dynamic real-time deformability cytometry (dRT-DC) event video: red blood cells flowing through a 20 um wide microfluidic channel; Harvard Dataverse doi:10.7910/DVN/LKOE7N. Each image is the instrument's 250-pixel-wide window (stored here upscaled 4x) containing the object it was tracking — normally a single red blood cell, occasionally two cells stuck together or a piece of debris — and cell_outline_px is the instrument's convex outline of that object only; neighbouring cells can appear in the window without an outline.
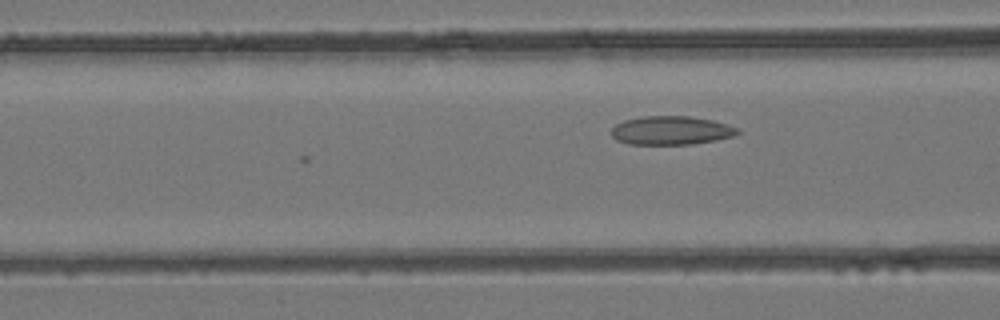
{"species": "common noctule bat (a hibernating species)", "species_latin": "Nyctalus noctula", "temperature_condition": "room temperature", "stored_images_in_passage": 4, "camera_frame_rate_fps": 3000, "um_per_image_px": 0.085, "animal": {"sex": "female", "body_mass_g": 24.6, "forearm_length_mm": 56.2}, "frame": {"image": 1, "passage_image": 4, "time_ms": 1.0, "image_size_px": [1000, 320], "cell_outline_px": [[740, 132], [732, 136], [716, 140], [692, 144], [628, 144], [616, 140], [612, 136], [612, 128], [616, 124], [624, 120], [644, 116], [688, 116], [712, 120], [728, 124], [736, 128]], "centroid_in_image_um": [57.03, 11.09], "position_along_channel_um": 109.6, "area_um2": 20.98}}